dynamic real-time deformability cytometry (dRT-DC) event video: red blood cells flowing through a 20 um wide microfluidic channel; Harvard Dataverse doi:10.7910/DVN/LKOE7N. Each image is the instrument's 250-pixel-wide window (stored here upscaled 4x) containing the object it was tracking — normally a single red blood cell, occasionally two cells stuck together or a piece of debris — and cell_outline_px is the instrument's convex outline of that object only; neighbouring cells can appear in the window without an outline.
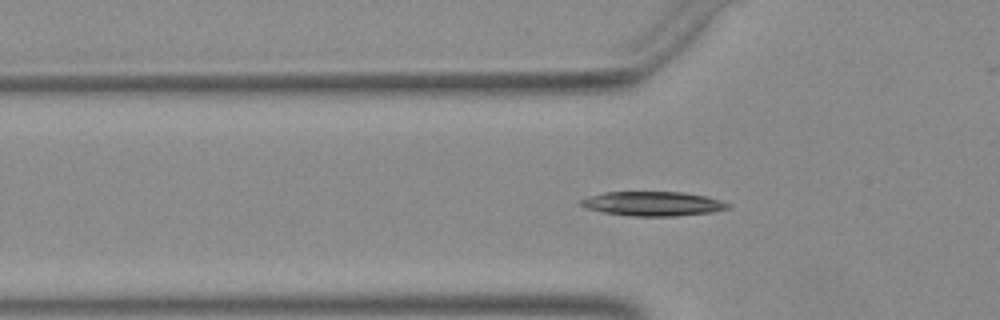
{"species": "Egyptian fruit bat (a non-hibernating species)", "species_latin": "Rousettus aegyptiacus", "temperature_condition": "warm", "stored_images_in_passage": 29, "camera_frame_rate_fps": 3000, "um_per_image_px": 0.085, "animal": {"sex": "female"}, "frame": {"image": 1, "passage_image": 16, "time_ms": 5.0, "image_size_px": [1000, 320], "cell_outline_px": [[728, 208], [712, 212], [672, 216], [632, 216], [604, 212], [588, 208], [580, 204], [580, 200], [588, 196], [604, 192], [684, 192], [704, 196], [720, 200], [728, 204]], "centroid_in_image_um": [55.47, 17.31], "position_along_channel_um": 70.3, "area_um2": 20.58}}
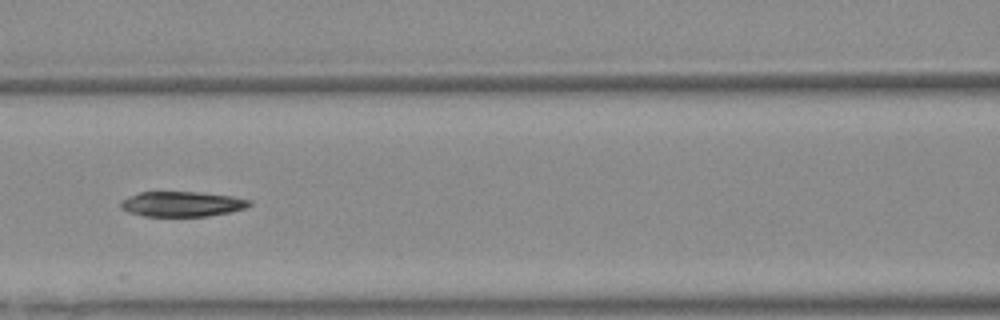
{"frame": {"image": 2, "passage_image": 22, "time_ms": 7.0, "image_size_px": [1000, 320], "cell_outline_px": [[252, 204], [244, 208], [228, 212], [208, 216], [144, 216], [128, 212], [120, 204], [124, 200], [140, 192], [200, 192], [232, 196], [248, 200]], "centroid_in_image_um": [15.49, 17.34], "position_along_channel_um": 151.1, "area_um2": 18.44}}
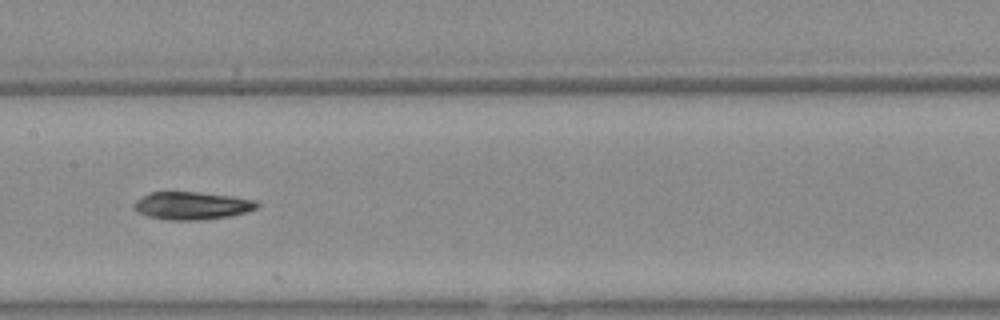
{"frame": {"image": 3, "passage_image": 25, "time_ms": 8.0, "image_size_px": [1000, 320], "cell_outline_px": [[260, 208], [248, 212], [228, 216], [196, 220], [168, 220], [148, 216], [140, 212], [132, 204], [136, 200], [152, 192], [196, 192], [232, 196], [256, 200], [260, 204]], "centroid_in_image_um": [16.38, 17.48], "position_along_channel_um": 191.0, "area_um2": 19.77}}